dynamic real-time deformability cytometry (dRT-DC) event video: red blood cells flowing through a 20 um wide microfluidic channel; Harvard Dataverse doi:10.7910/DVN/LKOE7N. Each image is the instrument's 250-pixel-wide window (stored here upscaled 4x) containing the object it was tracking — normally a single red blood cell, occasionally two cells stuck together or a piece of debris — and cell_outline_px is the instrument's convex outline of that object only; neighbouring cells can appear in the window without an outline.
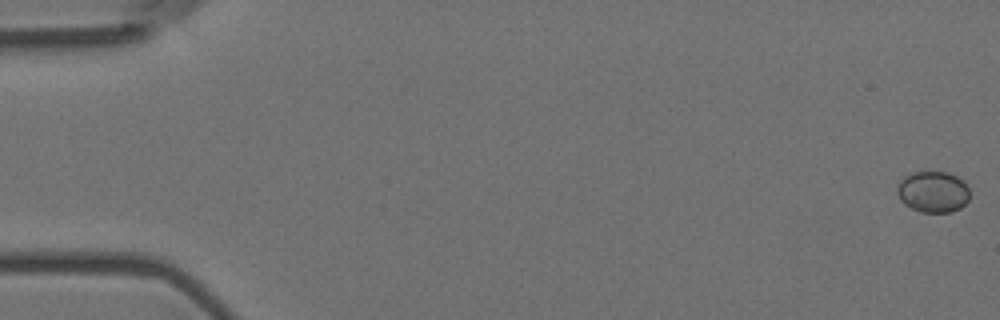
{"species": "Egyptian fruit bat (a non-hibernating species)", "species_latin": "Rousettus aegyptiacus", "temperature_condition": "room temperature", "stored_images_in_passage": 14, "camera_frame_rate_fps": 3000, "um_per_image_px": 0.085, "animal": {"sex": "female"}, "frame": {"image": 1, "passage_image": 1, "time_ms": 0.0, "image_size_px": [1000, 320], "cell_outline_px": [[968, 200], [960, 208], [952, 212], [920, 212], [904, 204], [900, 200], [896, 192], [896, 188], [900, 180], [904, 176], [912, 172], [948, 172], [964, 180], [968, 188]], "centroid_in_image_um": [79.28, 16.3], "position_along_channel_um": 5.7, "area_um2": 17.57}}